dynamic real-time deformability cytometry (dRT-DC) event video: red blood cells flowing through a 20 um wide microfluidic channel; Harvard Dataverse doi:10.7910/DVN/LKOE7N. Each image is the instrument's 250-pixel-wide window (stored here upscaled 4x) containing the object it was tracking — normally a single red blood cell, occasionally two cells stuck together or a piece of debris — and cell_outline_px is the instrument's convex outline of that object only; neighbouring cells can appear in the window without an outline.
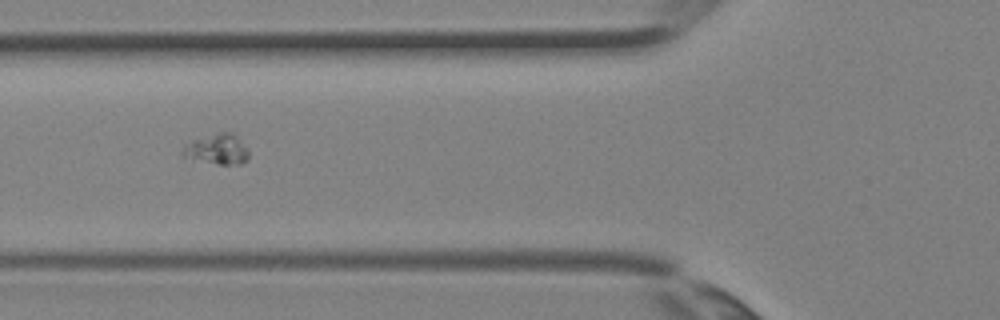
{"species": "Egyptian fruit bat (a non-hibernating species)", "species_latin": "Rousettus aegyptiacus", "temperature_condition": "room temperature", "stored_images_in_passage": 5, "segment_of_instrument_passage": [2, 2], "camera_frame_rate_fps": 3000, "um_per_image_px": 0.085, "animal": {"sex": "female"}, "frame": {"image": 1, "passage_image": 5, "time_ms": 1.333, "image_size_px": [1000, 320], "cell_outline_px": [[248, 160], [240, 164], [220, 164], [180, 156], [180, 152], [188, 144], [196, 140], [220, 132], [232, 132], [248, 148]], "centroid_in_image_um": [18.5, 12.7], "position_along_channel_um": 107.3, "area_um2": 11.33}}